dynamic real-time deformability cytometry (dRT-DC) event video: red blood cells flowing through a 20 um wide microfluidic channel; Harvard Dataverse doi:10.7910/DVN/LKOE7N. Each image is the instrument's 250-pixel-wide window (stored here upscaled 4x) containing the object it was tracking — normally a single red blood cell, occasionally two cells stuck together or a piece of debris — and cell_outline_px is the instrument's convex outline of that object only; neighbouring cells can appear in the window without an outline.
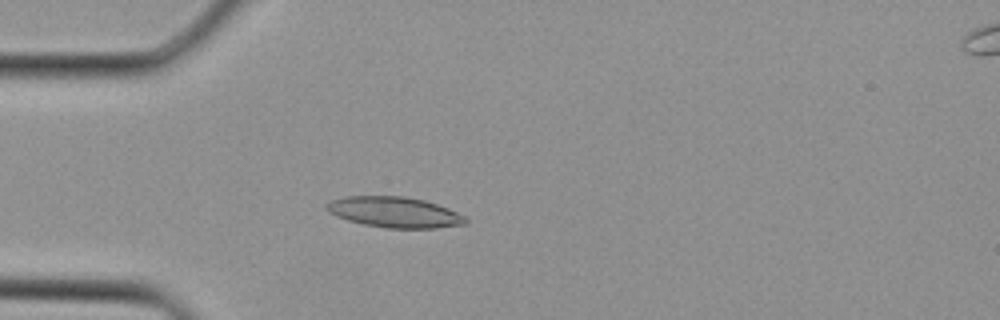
{"species": "Egyptian fruit bat (a non-hibernating species)", "species_latin": "Rousettus aegyptiacus", "temperature_condition": "cold", "stored_images_in_passage": 3, "camera_frame_rate_fps": 3000, "um_per_image_px": 0.085, "animal": {"sex": "female"}, "frame": {"image": 1, "passage_image": 2, "time_ms": 0.333, "image_size_px": [1000, 320], "cell_outline_px": [[468, 220], [464, 224], [436, 228], [388, 228], [364, 224], [348, 220], [336, 216], [328, 212], [324, 208], [324, 204], [332, 200], [344, 196], [404, 196], [424, 200], [448, 208], [464, 216]], "centroid_in_image_um": [33.49, 18.03], "position_along_channel_um": 51.5, "area_um2": 24.8}}